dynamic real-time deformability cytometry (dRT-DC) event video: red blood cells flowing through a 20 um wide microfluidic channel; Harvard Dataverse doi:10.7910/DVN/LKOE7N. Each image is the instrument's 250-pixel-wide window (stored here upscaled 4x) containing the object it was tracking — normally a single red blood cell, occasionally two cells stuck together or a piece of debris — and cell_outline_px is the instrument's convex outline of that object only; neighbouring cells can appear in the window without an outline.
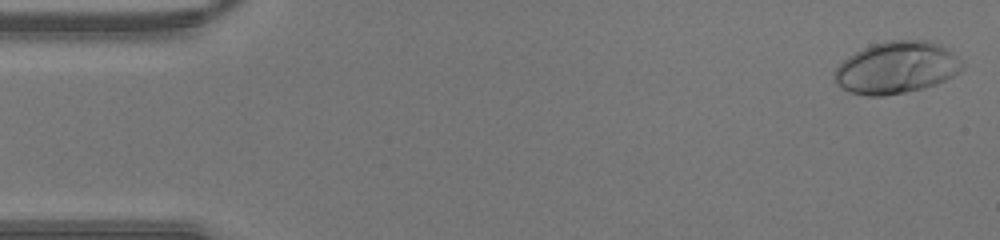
{"species": "human", "species_latin": "Homo sapiens", "temperature_condition": "warm", "stored_images_in_passage": 45, "camera_frame_rate_fps": 3000, "um_per_image_px": 0.085, "donor": {"sex": "male"}, "frame": {"image": 1, "passage_image": 1, "time_ms": 0.0, "image_size_px": [1000, 240], "cell_outline_px": [[964, 68], [960, 72], [936, 84], [924, 88], [884, 96], [868, 96], [848, 92], [836, 84], [832, 76], [832, 72], [848, 56], [872, 44], [888, 40], [928, 40], [952, 48], [964, 64]], "centroid_in_image_um": [76.23, 5.74], "position_along_channel_um": 8.8, "area_um2": 39.25}}
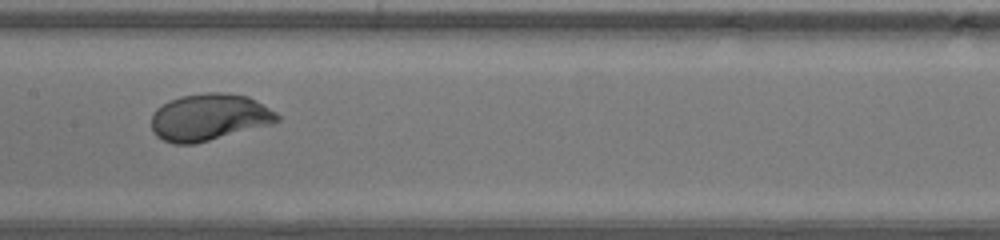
{"frame": {"image": 2, "passage_image": 22, "time_ms": 7.0, "image_size_px": [1000, 240], "cell_outline_px": [[280, 120], [272, 124], [192, 144], [172, 144], [156, 136], [152, 132], [152, 112], [156, 108], [168, 100], [180, 96], [204, 92], [224, 92], [248, 96], [276, 112], [280, 116]], "centroid_in_image_um": [17.75, 9.95], "position_along_channel_um": 189.7, "area_um2": 34.45}}
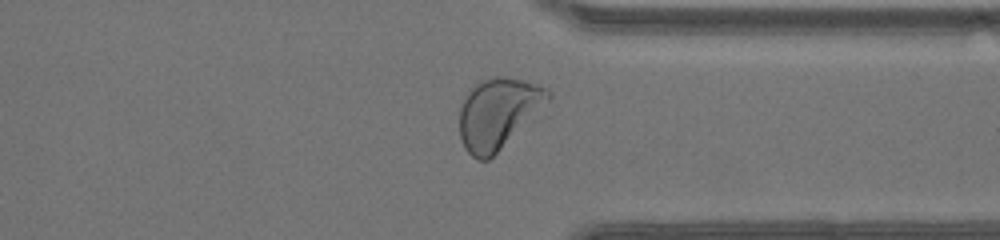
{"frame": {"image": 3, "passage_image": 34, "time_ms": 11.0, "image_size_px": [1000, 240], "cell_outline_px": [[552, 96], [488, 160], [480, 160], [472, 156], [464, 148], [460, 136], [460, 104], [464, 96], [480, 80], [492, 76], [504, 76], [536, 84], [548, 88], [552, 92]], "centroid_in_image_um": [42.28, 9.58], "position_along_channel_um": 369.1, "area_um2": 35.49}}